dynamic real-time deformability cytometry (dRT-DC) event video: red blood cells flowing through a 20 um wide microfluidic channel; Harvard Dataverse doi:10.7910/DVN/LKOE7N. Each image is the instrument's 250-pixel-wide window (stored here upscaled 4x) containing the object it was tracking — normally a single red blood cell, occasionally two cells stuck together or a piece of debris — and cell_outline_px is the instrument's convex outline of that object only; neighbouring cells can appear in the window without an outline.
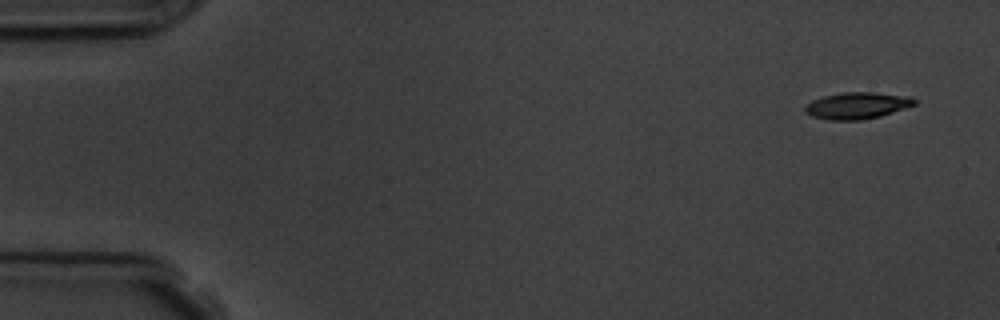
{"species": "common noctule bat (a hibernating species)", "species_latin": "Nyctalus noctula", "temperature_condition": "room temperature", "stored_images_in_passage": 6, "camera_frame_rate_fps": 3000, "um_per_image_px": 0.085, "animal": {"sex": "male", "body_mass_g": 19.5, "forearm_length_mm": 54.6}, "frame": {"image": 1, "passage_image": 1, "time_ms": 0.0, "image_size_px": [1000, 320], "cell_outline_px": [[916, 104], [880, 116], [860, 120], [828, 120], [812, 116], [804, 112], [804, 108], [812, 100], [824, 96], [844, 92], [872, 92], [912, 96], [916, 100]], "centroid_in_image_um": [72.86, 8.97], "position_along_channel_um": 12.1, "area_um2": 16.94}}
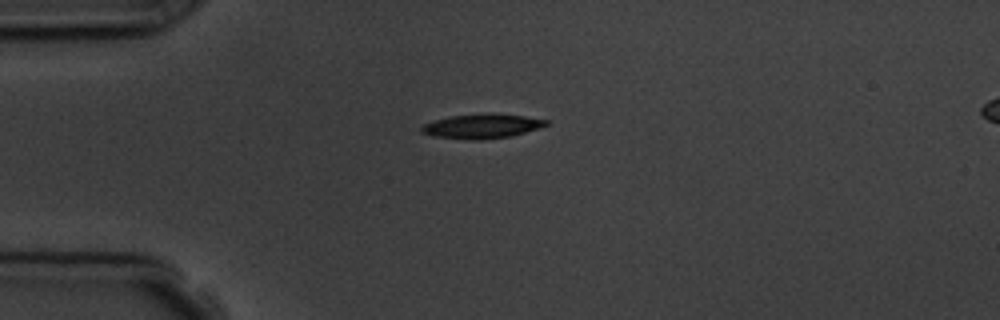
{"frame": {"image": 2, "passage_image": 4, "time_ms": 3.667, "image_size_px": [1000, 320], "cell_outline_px": [[548, 124], [540, 128], [512, 136], [480, 140], [472, 140], [436, 136], [420, 132], [420, 128], [424, 124], [432, 120], [448, 116], [488, 112], [492, 112], [524, 116], [548, 120]], "centroid_in_image_um": [40.96, 10.7], "position_along_channel_um": 44.0, "area_um2": 18.03}}